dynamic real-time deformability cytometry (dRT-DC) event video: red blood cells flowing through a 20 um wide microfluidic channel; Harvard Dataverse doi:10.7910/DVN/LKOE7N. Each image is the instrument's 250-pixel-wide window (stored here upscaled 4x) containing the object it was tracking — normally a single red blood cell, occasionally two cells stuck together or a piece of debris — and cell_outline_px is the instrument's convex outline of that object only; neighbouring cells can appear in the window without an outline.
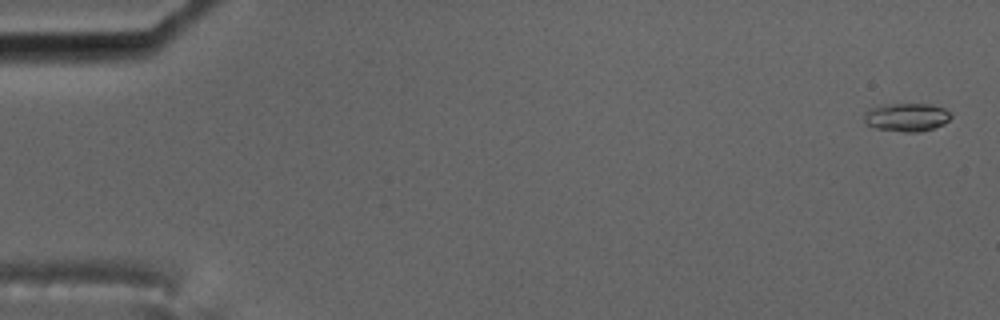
{"species": "common noctule bat (a hibernating species)", "species_latin": "Nyctalus noctula", "temperature_condition": "cold", "stored_images_in_passage": 57, "camera_frame_rate_fps": 3000, "um_per_image_px": 0.085, "animal": {"sex": "male", "body_mass_g": 17.5, "forearm_length_mm": 52.3}, "frame": {"image": 1, "passage_image": 1, "time_ms": 0.0, "image_size_px": [1000, 320], "cell_outline_px": [[952, 116], [944, 124], [920, 132], [904, 132], [876, 128], [864, 124], [864, 112], [868, 108], [884, 104], [932, 104], [944, 108], [952, 112]], "centroid_in_image_um": [77.05, 9.95], "position_along_channel_um": 8.0, "area_um2": 14.57}}
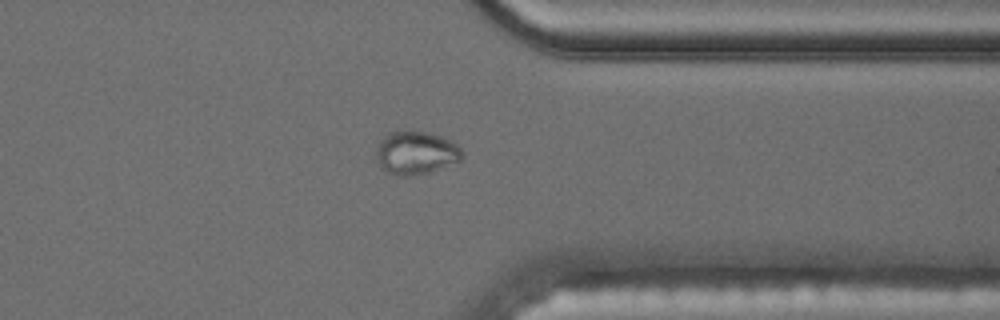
{"frame": {"image": 2, "passage_image": 45, "time_ms": 14.667, "image_size_px": [1000, 320], "cell_outline_px": [[464, 156], [460, 160], [428, 172], [408, 176], [404, 176], [388, 172], [376, 160], [376, 148], [380, 140], [388, 132], [400, 128], [404, 128], [428, 132], [440, 136], [456, 144], [460, 148]], "centroid_in_image_um": [35.31, 12.93], "position_along_channel_um": 376.1, "area_um2": 21.73}}
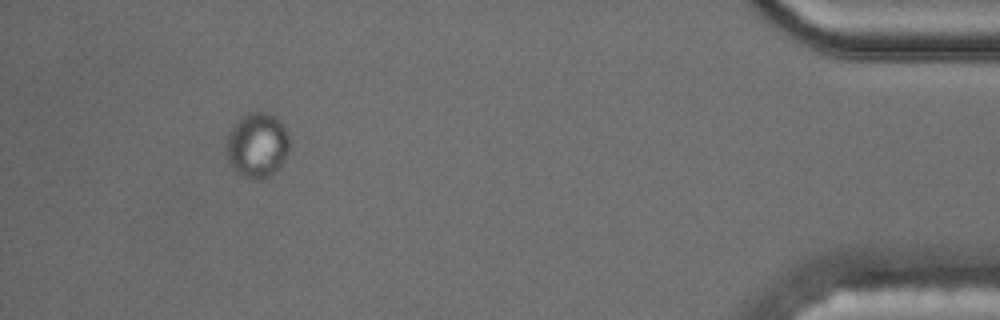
{"frame": {"image": 3, "passage_image": 53, "time_ms": 17.333, "image_size_px": [1000, 320], "cell_outline_px": [[288, 152], [284, 160], [276, 172], [260, 180], [252, 180], [240, 176], [232, 168], [228, 160], [224, 148], [224, 144], [228, 132], [240, 116], [248, 112], [268, 112], [276, 116], [284, 128], [288, 136]], "centroid_in_image_um": [21.81, 12.35], "position_along_channel_um": 413.4, "area_um2": 24.45}}